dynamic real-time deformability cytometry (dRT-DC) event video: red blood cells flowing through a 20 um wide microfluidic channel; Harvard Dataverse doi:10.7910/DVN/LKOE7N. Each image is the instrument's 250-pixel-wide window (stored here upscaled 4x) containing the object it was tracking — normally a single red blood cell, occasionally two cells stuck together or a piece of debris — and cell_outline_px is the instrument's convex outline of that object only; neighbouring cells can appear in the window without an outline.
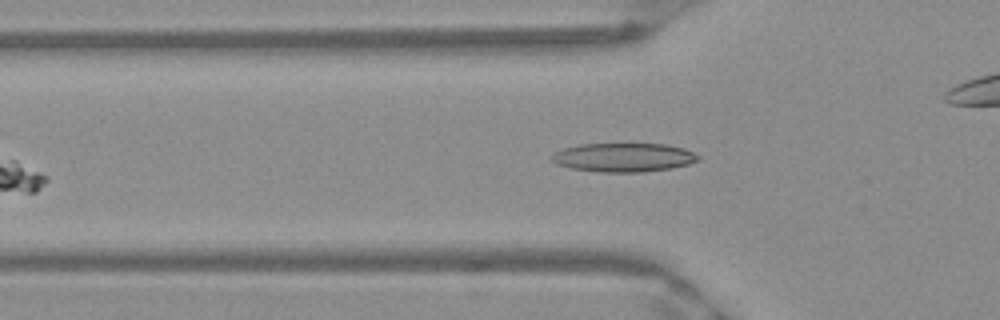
{"species": "Egyptian fruit bat (a non-hibernating species)", "species_latin": "Rousettus aegyptiacus", "temperature_condition": "warm", "stored_images_in_passage": 38, "camera_frame_rate_fps": 3000, "um_per_image_px": 0.085, "frame": {"image": 1, "passage_image": 8, "time_ms": 2.333, "image_size_px": [1000, 320], "cell_outline_px": [[700, 160], [688, 164], [672, 168], [644, 172], [600, 172], [572, 168], [556, 164], [552, 160], [552, 156], [556, 152], [564, 148], [580, 144], [664, 144], [684, 148], [700, 156]], "centroid_in_image_um": [53.04, 13.38], "position_along_channel_um": 72.8, "area_um2": 24.51}}
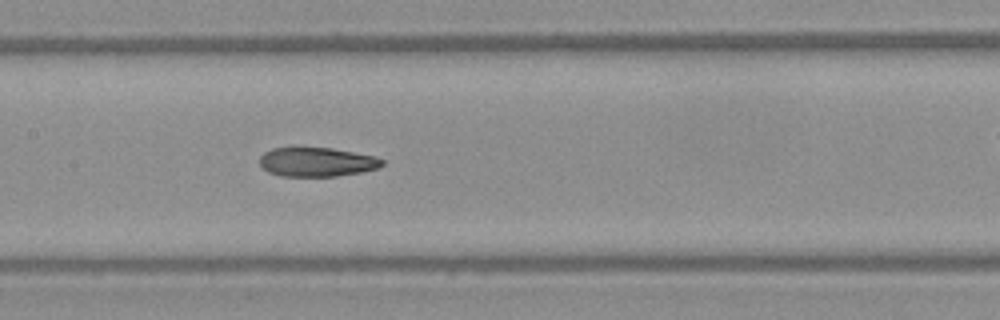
{"frame": {"image": 2, "passage_image": 16, "time_ms": 5.0, "image_size_px": [1000, 320], "cell_outline_px": [[384, 164], [380, 168], [360, 172], [336, 176], [280, 176], [268, 172], [260, 164], [260, 156], [264, 152], [272, 148], [332, 148], [372, 156], [384, 160]], "centroid_in_image_um": [26.92, 13.77], "position_along_channel_um": 180.5, "area_um2": 20.63}}
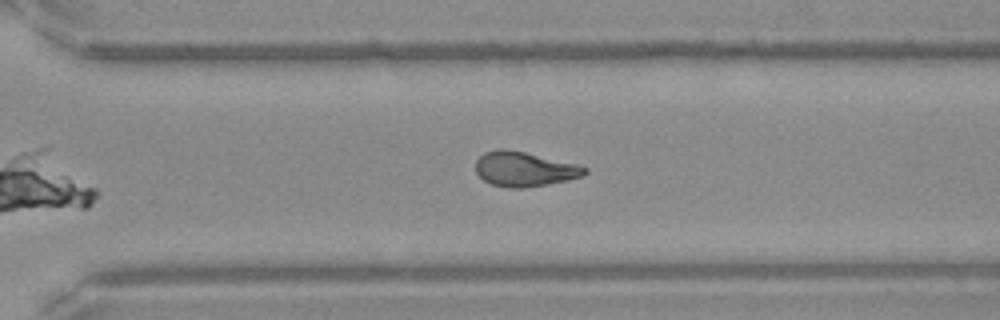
{"frame": {"image": 3, "passage_image": 27, "time_ms": 8.667, "image_size_px": [1000, 320], "cell_outline_px": [[588, 172], [584, 176], [568, 180], [524, 188], [512, 188], [492, 184], [484, 180], [476, 172], [476, 160], [484, 152], [496, 148], [504, 148], [524, 152], [576, 164], [588, 168]], "centroid_in_image_um": [44.57, 14.36], "position_along_channel_um": 326.0, "area_um2": 21.96}, "authors_computed_cell_mechanics": {"area_um2": 22.7154, "velocity_mm_per_s": 3.9762, "shape_relaxation_time_tau1_ms": null, "shape_relaxation_time_tau2_ms": 3.7351, "deformation_change_tau1": null, "deformation_change_tau2": 0.1121}}